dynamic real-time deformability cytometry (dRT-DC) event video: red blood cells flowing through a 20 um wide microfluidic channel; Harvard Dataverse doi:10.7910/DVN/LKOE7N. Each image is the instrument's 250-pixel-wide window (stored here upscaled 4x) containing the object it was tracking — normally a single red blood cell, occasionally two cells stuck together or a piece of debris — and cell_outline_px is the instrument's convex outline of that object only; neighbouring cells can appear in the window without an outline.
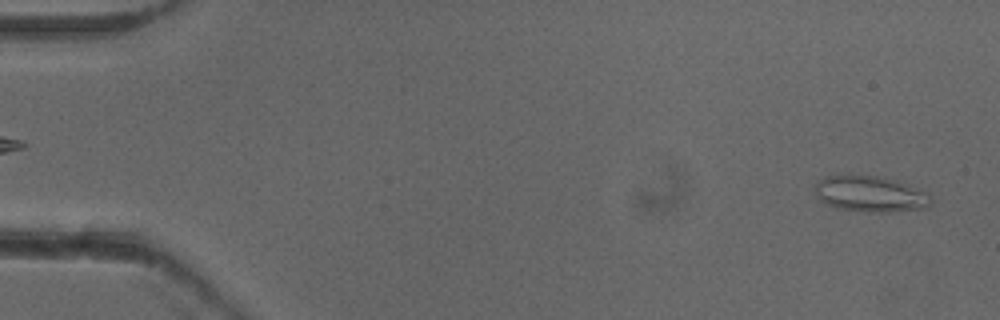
{"species": "common noctule bat (a hibernating species)", "species_latin": "Nyctalus noctula", "temperature_condition": "cold", "stored_images_in_passage": 52, "camera_frame_rate_fps": 3000, "um_per_image_px": 0.085, "animal": {"sex": "female"}, "frame": {"image": 1, "passage_image": 2, "time_ms": 0.333, "image_size_px": [1000, 320], "cell_outline_px": [[932, 204], [928, 208], [888, 212], [868, 212], [840, 208], [828, 204], [820, 200], [816, 196], [816, 184], [820, 180], [828, 176], [848, 172], [876, 176], [908, 184], [928, 192], [932, 200]], "centroid_in_image_um": [74.0, 16.46], "position_along_channel_um": 11.0, "area_um2": 24.68}}
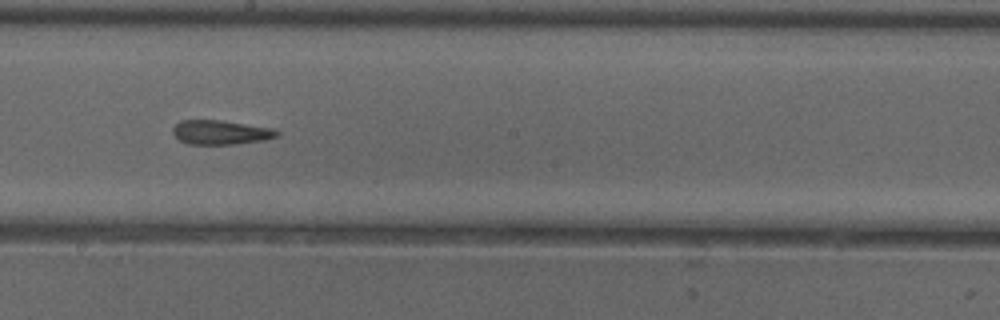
{"frame": {"image": 2, "passage_image": 29, "time_ms": 9.333, "image_size_px": [1000, 320], "cell_outline_px": [[280, 136], [264, 140], [232, 144], [188, 144], [180, 140], [172, 132], [172, 128], [180, 120], [220, 120], [272, 128], [280, 132]], "centroid_in_image_um": [18.76, 11.24], "position_along_channel_um": 229.4, "area_um2": 14.68}}
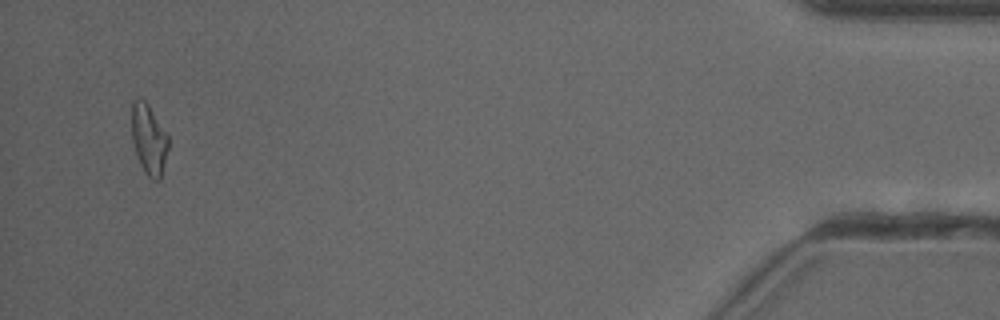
{"frame": {"image": 3, "passage_image": 50, "time_ms": 16.333, "image_size_px": [1000, 320], "cell_outline_px": [[168, 148], [160, 180], [152, 180], [144, 172], [140, 164], [132, 140], [128, 100], [144, 100], [148, 104], [168, 136]], "centroid_in_image_um": [12.59, 11.78], "position_along_channel_um": 422.6, "area_um2": 15.32}, "authors_computed_cell_mechanics": {"area_um2": 15.5771, "velocity_mm_per_s": 3.9349, "shape_relaxation_time_tau1_ms": null, "shape_relaxation_time_tau2_ms": 2.2668, "deformation_change_tau1": null, "deformation_change_tau2": 0.1119}}